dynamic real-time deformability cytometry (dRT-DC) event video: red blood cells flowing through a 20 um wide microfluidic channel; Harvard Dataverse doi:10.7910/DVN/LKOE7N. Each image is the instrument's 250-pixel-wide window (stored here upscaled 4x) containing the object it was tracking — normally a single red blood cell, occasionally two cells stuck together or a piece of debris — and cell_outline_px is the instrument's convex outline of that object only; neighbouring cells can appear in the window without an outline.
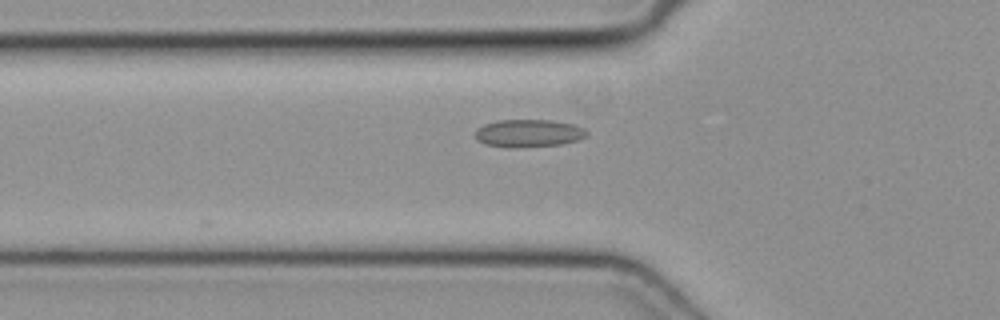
{"species": "common noctule bat (a hibernating species)", "species_latin": "Nyctalus noctula", "temperature_condition": "cold", "stored_images_in_passage": 25, "camera_frame_rate_fps": 3000, "um_per_image_px": 0.085, "animal": {"sex": "female", "body_mass_g": 19.3, "forearm_length_mm": 54.1}, "frame": {"image": 1, "passage_image": 3, "time_ms": 0.667, "image_size_px": [1000, 320], "cell_outline_px": [[588, 136], [576, 140], [560, 144], [484, 144], [476, 140], [476, 128], [484, 124], [496, 120], [556, 120], [576, 124], [584, 128], [588, 132]], "centroid_in_image_um": [44.99, 11.24], "position_along_channel_um": 80.8, "area_um2": 17.11}}
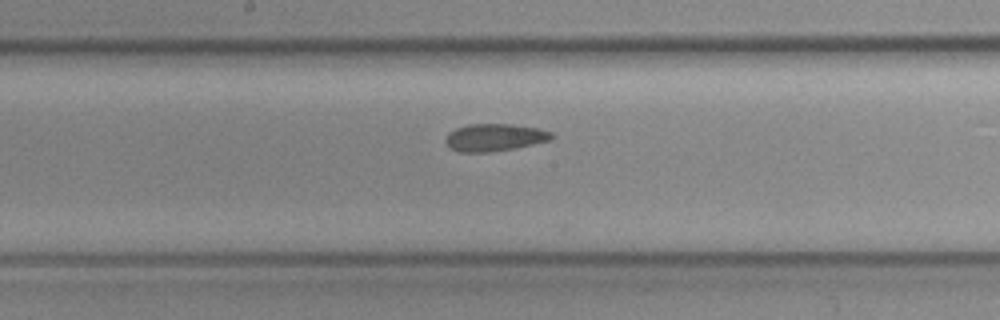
{"frame": {"image": 2, "passage_image": 12, "time_ms": 3.667, "image_size_px": [1000, 320], "cell_outline_px": [[556, 136], [552, 140], [516, 148], [488, 152], [460, 152], [452, 148], [444, 140], [448, 132], [456, 128], [468, 124], [512, 124], [540, 128], [552, 132]], "centroid_in_image_um": [42.09, 11.67], "position_along_channel_um": 206.1, "area_um2": 17.11}}
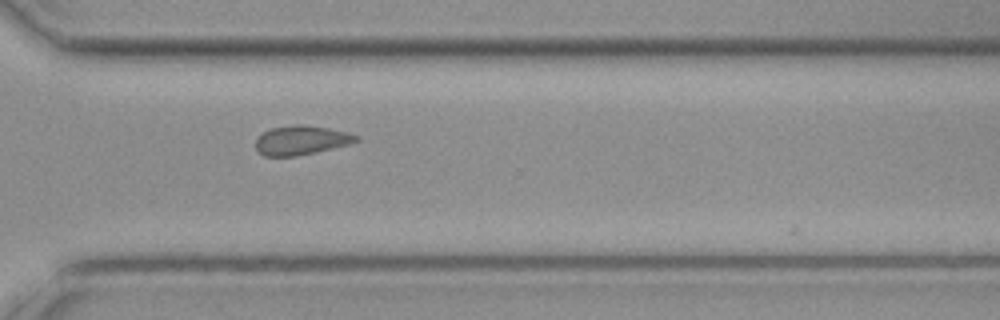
{"frame": {"image": 3, "passage_image": 22, "time_ms": 7.0, "image_size_px": [1000, 320], "cell_outline_px": [[360, 140], [348, 144], [316, 152], [296, 156], [264, 156], [256, 152], [256, 136], [272, 128], [296, 124], [304, 124], [328, 128], [348, 132], [360, 136]], "centroid_in_image_um": [25.59, 11.92], "position_along_channel_um": 345.0, "area_um2": 17.22}}